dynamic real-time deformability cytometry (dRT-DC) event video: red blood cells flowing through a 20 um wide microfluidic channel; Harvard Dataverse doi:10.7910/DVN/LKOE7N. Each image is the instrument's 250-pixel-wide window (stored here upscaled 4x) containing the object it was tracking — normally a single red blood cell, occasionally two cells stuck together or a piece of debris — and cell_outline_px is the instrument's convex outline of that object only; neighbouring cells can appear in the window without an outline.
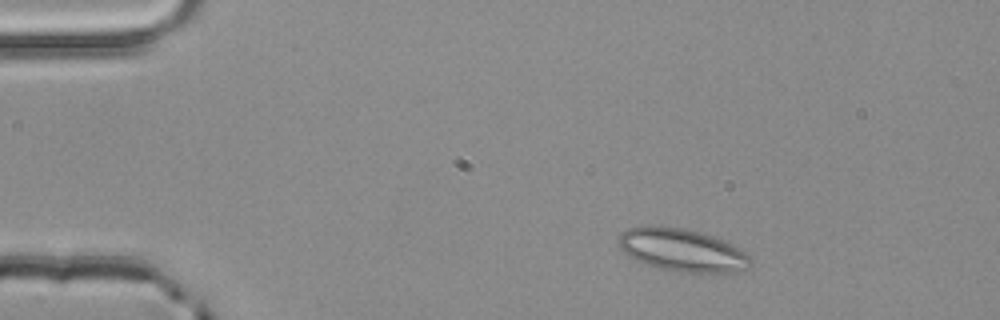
{"species": "common noctule bat (a hibernating species)", "species_latin": "Nyctalus noctula", "temperature_condition": "room temperature", "stored_images_in_passage": 3, "camera_frame_rate_fps": 3000, "um_per_image_px": 0.085, "animal": {"sex": "male", "body_mass_g": 20.4}, "frame": {"image": 1, "passage_image": 2, "time_ms": 0.333, "image_size_px": [1000, 320], "cell_outline_px": [[752, 264], [748, 268], [736, 272], [688, 272], [660, 268], [636, 260], [628, 256], [620, 248], [620, 236], [628, 228], [684, 228], [712, 236], [744, 252], [752, 260]], "centroid_in_image_um": [58.02, 21.3], "position_along_channel_um": 27.0, "area_um2": 31.5}}